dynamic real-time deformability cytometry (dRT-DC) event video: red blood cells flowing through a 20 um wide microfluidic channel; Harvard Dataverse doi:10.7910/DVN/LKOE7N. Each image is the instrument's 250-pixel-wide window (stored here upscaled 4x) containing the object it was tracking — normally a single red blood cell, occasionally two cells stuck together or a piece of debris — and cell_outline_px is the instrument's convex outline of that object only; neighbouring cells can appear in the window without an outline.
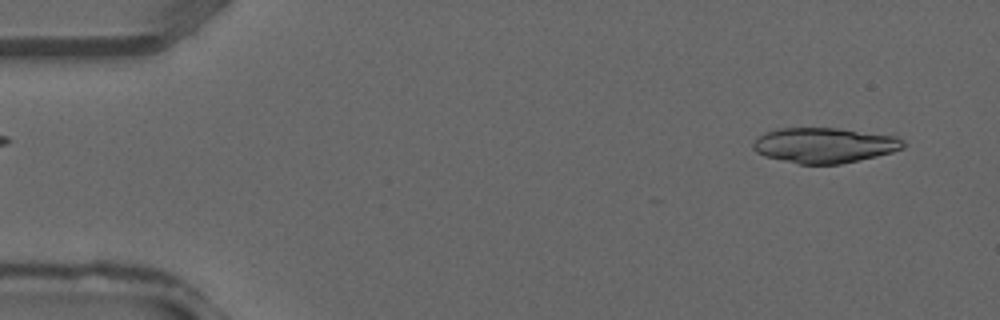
{"species": "common noctule bat (a hibernating species)", "species_latin": "Nyctalus noctula", "temperature_condition": "warm", "stored_images_in_passage": 12, "camera_frame_rate_fps": 3000, "um_per_image_px": 0.085, "animal": {"sex": "male", "forearm_length_mm": 52.5}, "frame": {"image": 1, "passage_image": 3, "time_ms": 0.667, "image_size_px": [1000, 320], "cell_outline_px": [[904, 148], [892, 152], [876, 156], [840, 164], [800, 164], [764, 156], [756, 152], [752, 148], [752, 144], [764, 132], [776, 128], [836, 128], [896, 136], [904, 140]], "centroid_in_image_um": [70.06, 12.34], "position_along_channel_um": 14.9, "area_um2": 30.75}}